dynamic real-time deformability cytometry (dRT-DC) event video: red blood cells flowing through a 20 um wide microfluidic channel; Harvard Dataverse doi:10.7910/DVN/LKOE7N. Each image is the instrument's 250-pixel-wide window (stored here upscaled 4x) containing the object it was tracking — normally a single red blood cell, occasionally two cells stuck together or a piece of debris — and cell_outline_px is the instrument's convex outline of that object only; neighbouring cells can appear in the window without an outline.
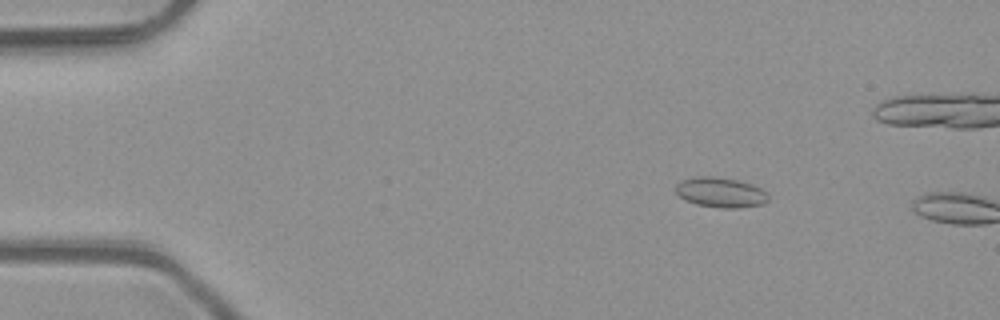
{"species": "common noctule bat (a hibernating species)", "species_latin": "Nyctalus noctula", "temperature_condition": "room temperature", "stored_images_in_passage": 9, "camera_frame_rate_fps": 3000, "um_per_image_px": 0.085, "animal": {"sex": "male", "body_mass_g": 23.1, "forearm_length_mm": 52.7}, "frame": {"image": 1, "passage_image": 7, "time_ms": 2.0, "image_size_px": [1000, 320], "cell_outline_px": [[768, 200], [764, 204], [736, 208], [720, 208], [696, 204], [684, 200], [676, 192], [676, 184], [680, 180], [696, 176], [716, 176], [736, 180], [752, 184], [760, 188], [768, 196]], "centroid_in_image_um": [61.22, 16.35], "position_along_channel_um": 23.8, "area_um2": 16.24}}